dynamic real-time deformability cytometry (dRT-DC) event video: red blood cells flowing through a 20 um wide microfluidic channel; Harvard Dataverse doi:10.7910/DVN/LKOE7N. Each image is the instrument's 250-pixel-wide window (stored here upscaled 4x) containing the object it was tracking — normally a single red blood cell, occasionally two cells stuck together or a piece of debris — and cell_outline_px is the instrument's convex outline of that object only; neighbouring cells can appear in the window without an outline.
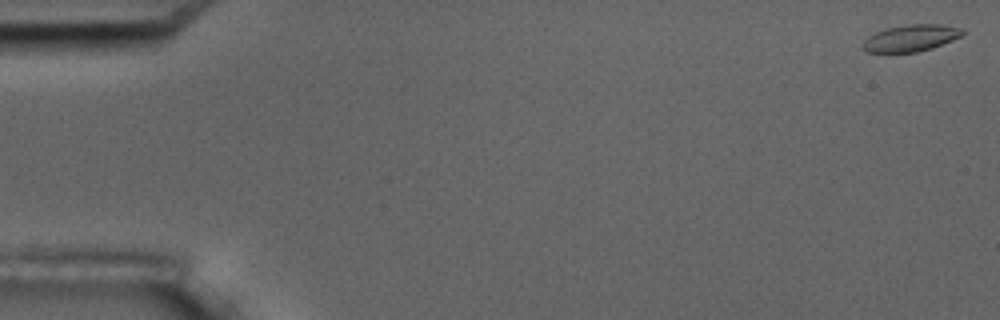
{"species": "common noctule bat (a hibernating species)", "species_latin": "Nyctalus noctula", "temperature_condition": "room temperature", "stored_images_in_passage": 18, "camera_frame_rate_fps": 3000, "um_per_image_px": 0.085, "animal": {"sex": "male", "body_mass_g": 17.5, "forearm_length_mm": 52.3}, "frame": {"image": 1, "passage_image": 1, "time_ms": 0.0, "image_size_px": [1000, 320], "cell_outline_px": [[964, 32], [960, 36], [952, 40], [932, 48], [916, 52], [888, 56], [868, 52], [860, 48], [864, 40], [868, 36], [876, 32], [888, 28], [908, 24], [940, 24], [964, 28]], "centroid_in_image_um": [77.34, 3.29], "position_along_channel_um": 7.7, "area_um2": 16.18}}
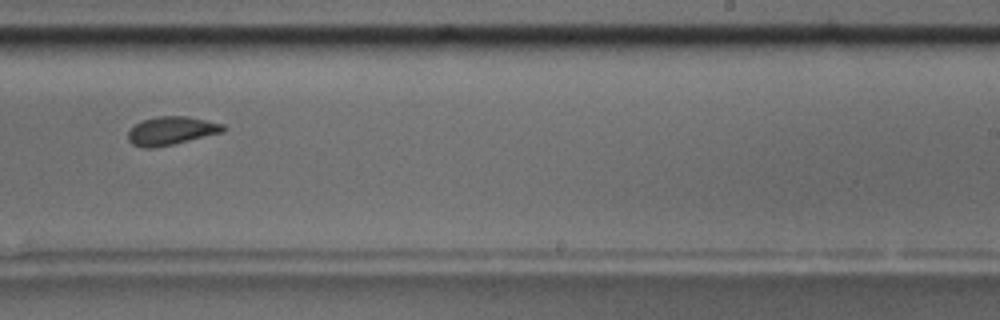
{"frame": {"image": 2, "passage_image": 11, "time_ms": 11.667, "image_size_px": [1000, 320], "cell_outline_px": [[228, 128], [224, 132], [172, 144], [152, 148], [144, 148], [132, 144], [128, 140], [128, 132], [140, 120], [156, 116], [188, 116], [224, 124]], "centroid_in_image_um": [14.58, 11.1], "position_along_channel_um": 274.4, "area_um2": 15.78}}